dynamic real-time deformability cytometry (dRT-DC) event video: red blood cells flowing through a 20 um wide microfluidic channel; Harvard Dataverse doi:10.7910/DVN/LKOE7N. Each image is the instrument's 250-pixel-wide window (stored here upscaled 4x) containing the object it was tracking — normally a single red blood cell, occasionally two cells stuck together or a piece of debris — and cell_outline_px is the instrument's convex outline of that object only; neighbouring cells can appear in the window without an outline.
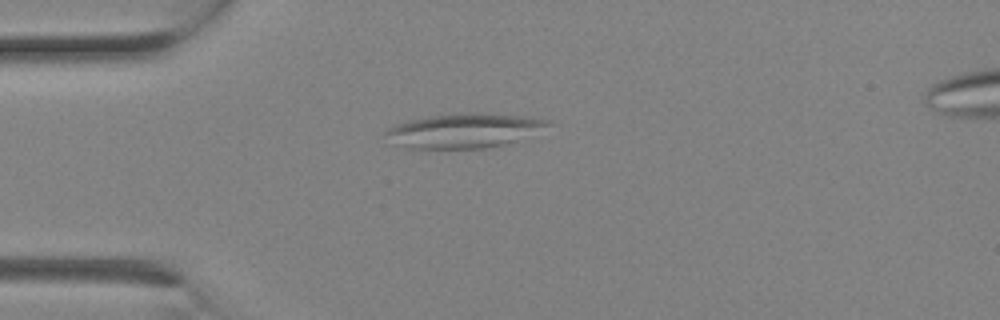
{"species": "Egyptian fruit bat (a non-hibernating species)", "species_latin": "Rousettus aegyptiacus", "temperature_condition": "room temperature", "stored_images_in_passage": 2, "camera_frame_rate_fps": 3000, "um_per_image_px": 0.085, "animal": {"sex": "female"}, "frame": {"image": 1, "passage_image": 2, "time_ms": 0.333, "image_size_px": [1000, 320], "cell_outline_px": [[556, 124], [504, 144], [484, 148], [404, 148], [388, 144], [384, 132], [388, 128], [396, 124], [408, 120], [432, 116], [468, 112], [476, 112], [528, 116], [552, 120]], "centroid_in_image_um": [39.41, 11.09], "position_along_channel_um": 45.6, "area_um2": 32.83}}